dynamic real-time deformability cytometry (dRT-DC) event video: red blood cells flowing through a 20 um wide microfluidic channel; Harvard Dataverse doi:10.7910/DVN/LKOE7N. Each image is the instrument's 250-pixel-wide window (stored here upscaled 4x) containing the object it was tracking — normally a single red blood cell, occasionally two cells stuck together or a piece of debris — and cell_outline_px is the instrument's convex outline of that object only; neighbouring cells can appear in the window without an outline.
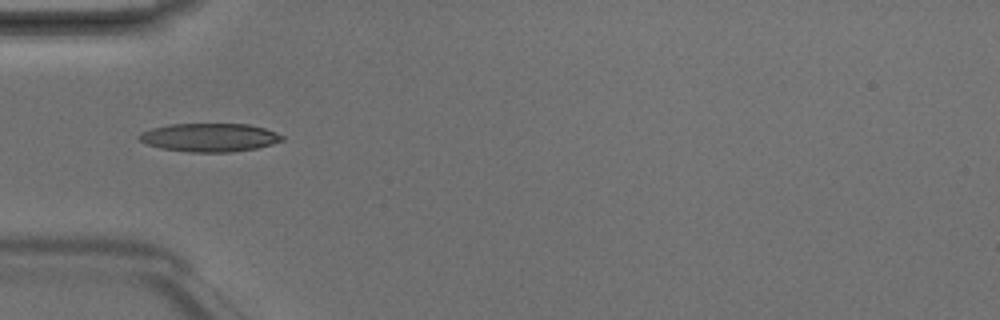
{"species": "Egyptian fruit bat (a non-hibernating species)", "species_latin": "Rousettus aegyptiacus", "temperature_condition": "room temperature", "stored_images_in_passage": 4, "camera_frame_rate_fps": 3000, "um_per_image_px": 0.085, "animal": {"sex": "male"}, "frame": {"image": 1, "passage_image": 3, "time_ms": 0.667, "image_size_px": [1000, 320], "cell_outline_px": [[284, 140], [272, 144], [256, 148], [232, 152], [188, 152], [160, 148], [136, 140], [136, 136], [140, 132], [152, 128], [168, 124], [248, 124], [264, 128], [276, 132], [284, 136]], "centroid_in_image_um": [17.77, 11.68], "position_along_channel_um": 67.2, "area_um2": 23.87}}